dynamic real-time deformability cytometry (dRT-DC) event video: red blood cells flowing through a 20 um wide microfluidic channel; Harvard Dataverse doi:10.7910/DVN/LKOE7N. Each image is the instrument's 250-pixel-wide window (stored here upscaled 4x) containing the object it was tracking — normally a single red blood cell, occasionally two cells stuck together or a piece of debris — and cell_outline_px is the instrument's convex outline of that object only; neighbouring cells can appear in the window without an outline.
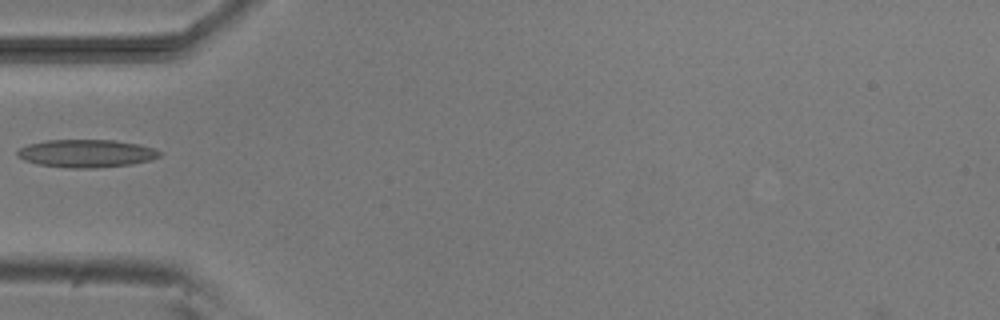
{"species": "common noctule bat (a hibernating species)", "species_latin": "Nyctalus noctula", "temperature_condition": "room temperature", "stored_images_in_passage": 6, "camera_frame_rate_fps": 3000, "um_per_image_px": 0.085, "animal": {"sex": "male", "body_mass_g": 20.5, "forearm_length_mm": 52.5}, "frame": {"image": 1, "passage_image": 5, "time_ms": 5.333, "image_size_px": [1000, 320], "cell_outline_px": [[164, 152], [160, 156], [148, 160], [132, 164], [96, 168], [68, 168], [40, 164], [24, 160], [16, 156], [16, 152], [20, 148], [28, 144], [44, 140], [116, 140], [140, 144]], "centroid_in_image_um": [7.34, 13.03], "position_along_channel_um": 77.7, "area_um2": 23.18}}
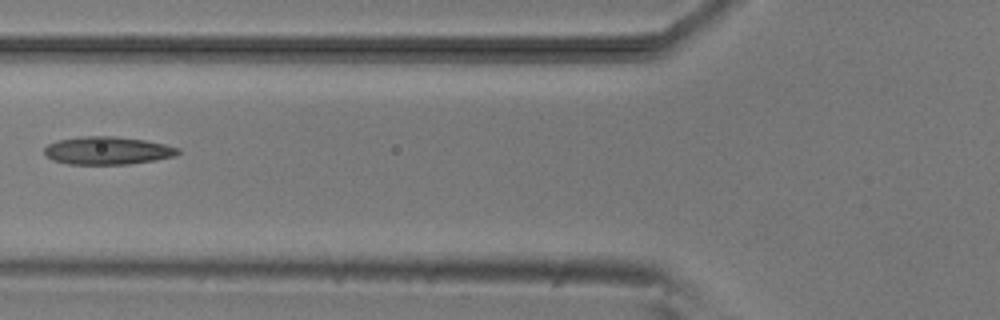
{"frame": {"image": 2, "passage_image": 6, "time_ms": 6.333, "image_size_px": [1000, 320], "cell_outline_px": [[180, 152], [176, 156], [156, 160], [128, 164], [68, 164], [52, 160], [44, 152], [44, 148], [48, 144], [60, 140], [80, 136], [116, 136], [144, 140], [164, 144], [180, 148]], "centroid_in_image_um": [9.16, 12.8], "position_along_channel_um": 116.6, "area_um2": 21.73}}